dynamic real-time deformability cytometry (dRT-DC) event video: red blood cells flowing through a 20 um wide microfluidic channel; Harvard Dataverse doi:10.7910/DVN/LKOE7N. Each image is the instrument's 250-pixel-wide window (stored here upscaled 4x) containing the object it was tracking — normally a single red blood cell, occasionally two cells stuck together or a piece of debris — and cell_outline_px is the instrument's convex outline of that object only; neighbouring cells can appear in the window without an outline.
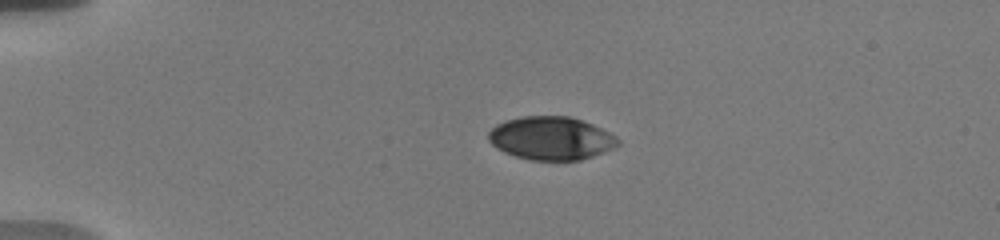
{"species": "human", "species_latin": "Homo sapiens", "temperature_condition": "warm", "stored_images_in_passage": 43, "camera_frame_rate_fps": 3000, "um_per_image_px": 0.085, "donor": {"sex": "male"}, "frame": {"image": 1, "passage_image": 1, "time_ms": 0.0, "image_size_px": [1000, 240], "cell_outline_px": [[620, 144], [616, 148], [580, 160], [532, 160], [516, 156], [504, 152], [496, 148], [488, 140], [488, 132], [496, 124], [504, 120], [520, 116], [568, 116], [592, 124], [616, 136], [620, 140]], "centroid_in_image_um": [46.83, 11.75], "position_along_channel_um": 38.2, "area_um2": 32.71}}
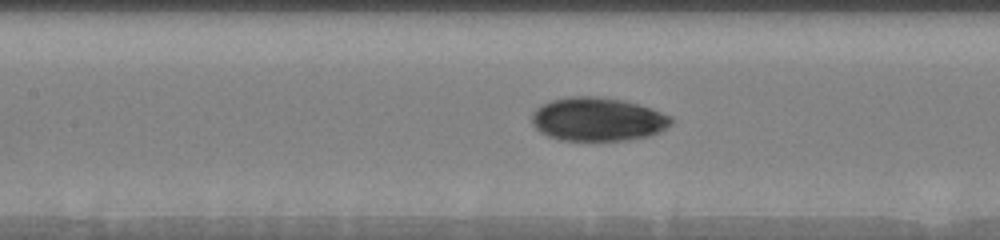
{"frame": {"image": 2, "passage_image": 15, "time_ms": 4.667, "image_size_px": [1000, 240], "cell_outline_px": [[672, 124], [660, 132], [648, 136], [628, 140], [560, 140], [548, 136], [540, 132], [532, 124], [532, 112], [536, 108], [552, 100], [572, 96], [596, 96], [624, 100], [652, 108], [672, 116]], "centroid_in_image_um": [50.83, 10.14], "position_along_channel_um": 156.6, "area_um2": 35.49}}
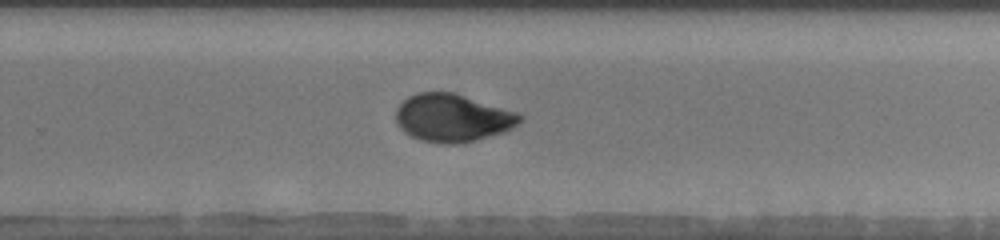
{"frame": {"image": 3, "passage_image": 26, "time_ms": 8.333, "image_size_px": [1000, 240], "cell_outline_px": [[524, 120], [512, 128], [504, 132], [472, 140], [452, 144], [444, 144], [420, 140], [404, 132], [396, 124], [396, 108], [408, 96], [416, 92], [456, 92], [516, 112], [524, 116]], "centroid_in_image_um": [38.46, 10.0], "position_along_channel_um": 291.3, "area_um2": 34.62}, "authors_computed_cell_mechanics": {"area_um2": 34.5066, "velocity_mm_per_s": 3.692, "shape_relaxation_time_tau1_ms": 5.0101, "shape_relaxation_time_tau2_ms": 1.5989, "deformation_change_tau1": 0.1537, "deformation_change_tau2": 0.0507}}